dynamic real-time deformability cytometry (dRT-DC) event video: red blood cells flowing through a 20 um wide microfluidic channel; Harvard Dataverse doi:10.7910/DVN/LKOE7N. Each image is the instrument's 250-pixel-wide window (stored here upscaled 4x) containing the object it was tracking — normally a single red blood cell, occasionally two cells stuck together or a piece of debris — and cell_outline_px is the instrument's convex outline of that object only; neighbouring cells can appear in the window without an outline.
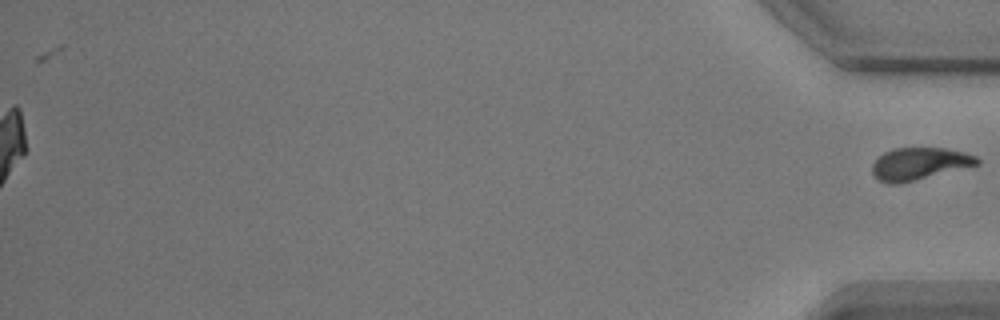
{"species": "common noctule bat (a hibernating species)", "species_latin": "Nyctalus noctula", "temperature_condition": "warm", "stored_images_in_passage": 55, "segment_of_instrument_passage": [2, 2], "camera_frame_rate_fps": 3000, "um_per_image_px": 0.085, "animal": {"sex": "male", "body_mass_g": 17.9}, "frame": {"image": 1, "passage_image": 55, "time_ms": 18.0, "image_size_px": [1000, 320], "cell_outline_px": [[980, 164], [896, 184], [888, 184], [876, 180], [872, 172], [872, 164], [884, 152], [892, 148], [948, 148], [964, 152], [976, 156], [980, 160]], "centroid_in_image_um": [78.12, 13.91], "position_along_channel_um": 357.1, "area_um2": 19.59}}